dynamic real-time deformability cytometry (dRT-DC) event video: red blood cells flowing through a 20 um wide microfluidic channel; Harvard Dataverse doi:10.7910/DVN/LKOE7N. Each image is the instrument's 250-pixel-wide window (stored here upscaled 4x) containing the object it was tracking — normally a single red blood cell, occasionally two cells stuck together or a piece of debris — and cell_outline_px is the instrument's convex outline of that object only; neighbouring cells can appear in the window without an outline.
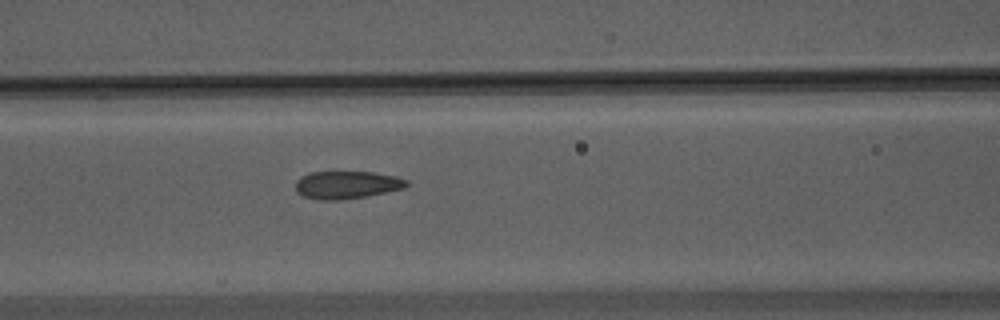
{"species": "Egyptian fruit bat (a non-hibernating species)", "species_latin": "Rousettus aegyptiacus", "temperature_condition": "warm", "stored_images_in_passage": 46, "camera_frame_rate_fps": 3000, "um_per_image_px": 0.085, "animal": {"sex": "male"}, "frame": {"image": 1, "passage_image": 16, "time_ms": 5.0, "image_size_px": [1000, 320], "cell_outline_px": [[408, 184], [404, 188], [368, 196], [336, 200], [320, 200], [304, 196], [296, 192], [296, 180], [300, 176], [308, 172], [372, 172], [396, 176], [408, 180]], "centroid_in_image_um": [29.46, 15.71], "position_along_channel_um": 137.1, "area_um2": 17.98}}
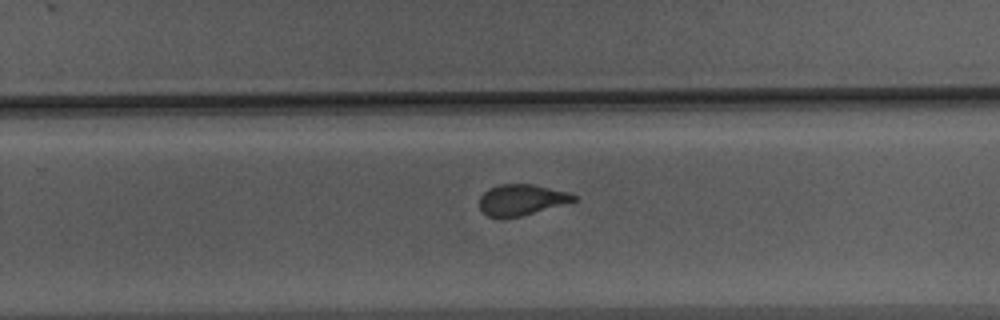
{"frame": {"image": 2, "passage_image": 28, "time_ms": 9.0, "image_size_px": [1000, 320], "cell_outline_px": [[580, 196], [576, 200], [520, 216], [488, 216], [480, 208], [480, 196], [488, 188], [500, 184], [532, 184], [568, 192]], "centroid_in_image_um": [44.33, 16.95], "position_along_channel_um": 285.5, "area_um2": 16.59}}
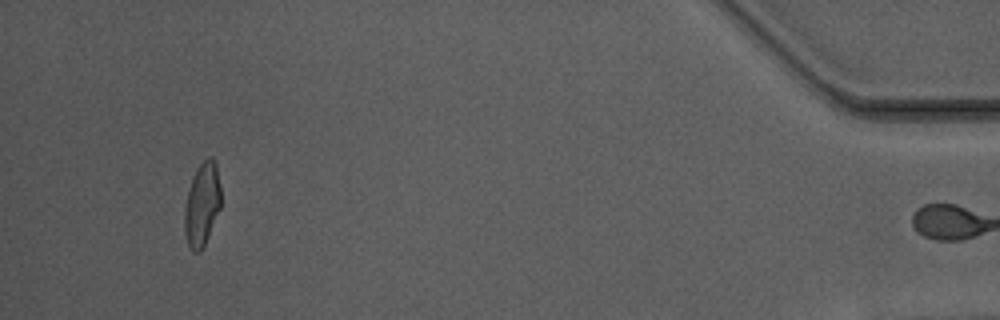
{"frame": {"image": 3, "passage_image": 45, "time_ms": 14.667, "image_size_px": [1000, 320], "cell_outline_px": [[220, 208], [208, 236], [200, 252], [192, 252], [188, 244], [184, 232], [184, 208], [188, 192], [196, 168], [208, 156], [212, 156], [216, 160], [220, 184]], "centroid_in_image_um": [17.17, 17.34], "position_along_channel_um": 418.0, "area_um2": 17.69}, "authors_computed_cell_mechanics": {"area_um2": 18.0914, "velocity_mm_per_s": 3.7191, "shape_relaxation_time_tau1_ms": 8.7398, "shape_relaxation_time_tau2_ms": 1.3663, "deformation_change_tau1": 0.2296, "deformation_change_tau2": 0.0886}}